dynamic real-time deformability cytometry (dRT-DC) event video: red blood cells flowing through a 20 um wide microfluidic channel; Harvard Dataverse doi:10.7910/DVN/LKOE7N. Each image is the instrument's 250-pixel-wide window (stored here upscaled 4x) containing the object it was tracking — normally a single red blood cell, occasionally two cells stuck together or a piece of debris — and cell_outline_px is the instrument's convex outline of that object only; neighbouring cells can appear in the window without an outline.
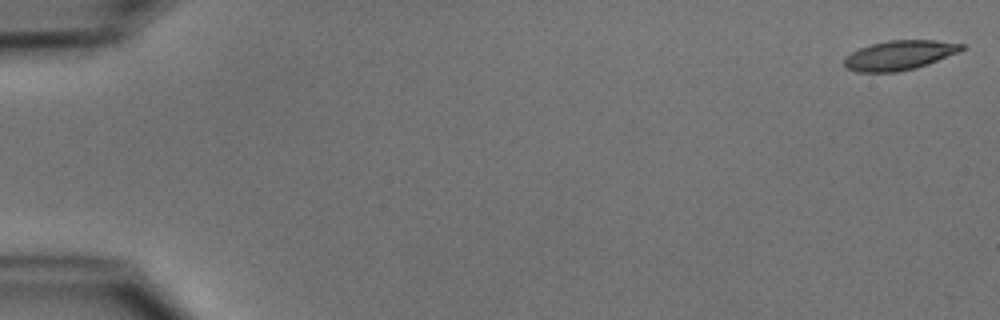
{"species": "common noctule bat (a hibernating species)", "species_latin": "Nyctalus noctula", "temperature_condition": "cold", "stored_images_in_passage": 45, "camera_frame_rate_fps": 3000, "um_per_image_px": 0.085, "animal": {"sex": "male", "body_mass_g": 15.6}, "frame": {"image": 1, "passage_image": 1, "time_ms": 0.0, "image_size_px": [1000, 320], "cell_outline_px": [[964, 48], [960, 52], [928, 64], [916, 68], [896, 72], [856, 72], [848, 68], [844, 64], [844, 56], [860, 48], [872, 44], [888, 40], [936, 40], [964, 44]], "centroid_in_image_um": [76.46, 4.69], "position_along_channel_um": 8.5, "area_um2": 20.23}}
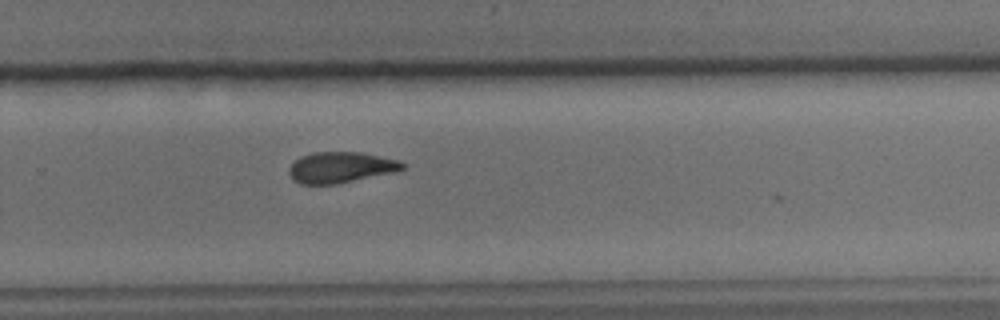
{"frame": {"image": 2, "passage_image": 35, "time_ms": 11.333, "image_size_px": [1000, 320], "cell_outline_px": [[404, 168], [396, 172], [336, 184], [300, 184], [292, 180], [288, 172], [288, 168], [300, 156], [312, 152], [360, 152], [400, 160], [404, 164]], "centroid_in_image_um": [28.94, 14.23], "position_along_channel_um": 300.9, "area_um2": 20.58}}
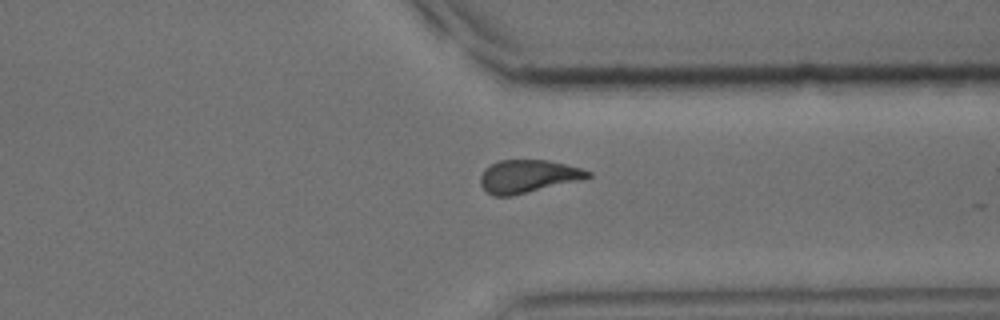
{"frame": {"image": 3, "passage_image": 40, "time_ms": 13.0, "image_size_px": [1000, 320], "cell_outline_px": [[592, 176], [580, 180], [512, 196], [492, 196], [480, 184], [480, 176], [484, 168], [500, 160], [548, 160], [580, 168], [592, 172]], "centroid_in_image_um": [44.86, 14.99], "position_along_channel_um": 366.5, "area_um2": 20.52}, "authors_computed_cell_mechanics": {"area_um2": 21.1548, "velocity_mm_per_s": 3.9256, "shape_relaxation_time_tau1_ms": 5.9858, "shape_relaxation_time_tau2_ms": 4.1153, "deformation_change_tau1": 0.1616, "deformation_change_tau2": 0.1158}}